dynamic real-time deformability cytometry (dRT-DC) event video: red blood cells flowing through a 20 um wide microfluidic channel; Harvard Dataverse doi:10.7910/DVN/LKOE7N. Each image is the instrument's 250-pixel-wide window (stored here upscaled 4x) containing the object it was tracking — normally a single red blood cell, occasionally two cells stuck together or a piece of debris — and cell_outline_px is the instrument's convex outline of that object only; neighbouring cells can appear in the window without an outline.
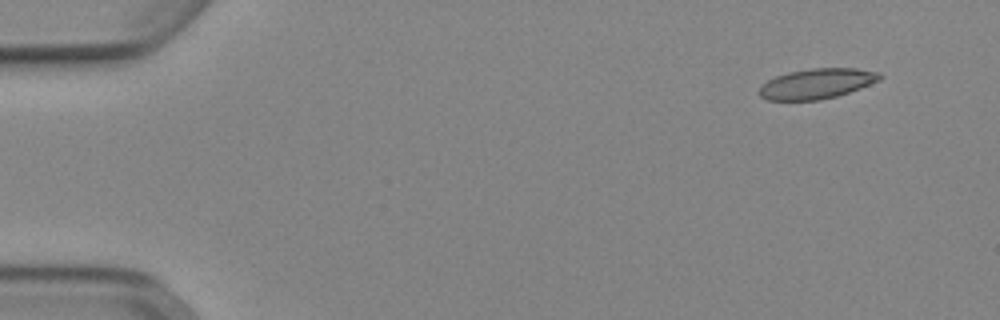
{"species": "Egyptian fruit bat (a non-hibernating species)", "species_latin": "Rousettus aegyptiacus", "temperature_condition": "cold", "stored_images_in_passage": 49, "camera_frame_rate_fps": 3000, "um_per_image_px": 0.085, "animal": {"sex": "female"}, "frame": {"image": 1, "passage_image": 1, "time_ms": 0.0, "image_size_px": [1000, 320], "cell_outline_px": [[884, 76], [880, 80], [860, 88], [836, 96], [820, 100], [768, 100], [760, 96], [760, 88], [768, 80], [776, 76], [788, 72], [812, 68], [856, 68], [880, 72]], "centroid_in_image_um": [69.47, 7.1], "position_along_channel_um": 15.5, "area_um2": 21.1}}
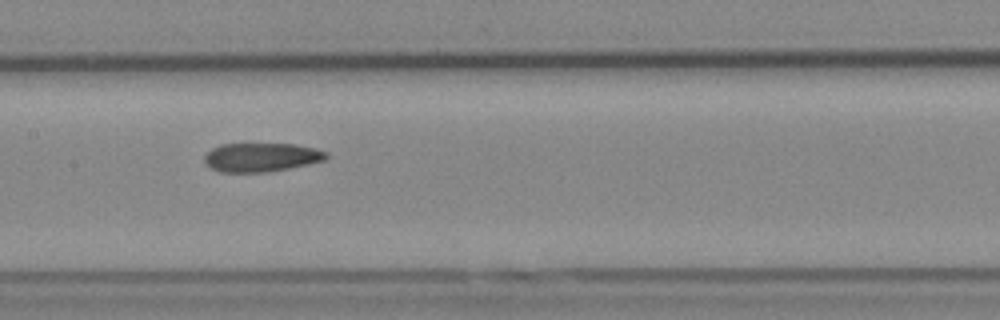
{"frame": {"image": 2, "passage_image": 23, "time_ms": 7.333, "image_size_px": [1000, 320], "cell_outline_px": [[328, 156], [324, 160], [308, 164], [268, 172], [220, 172], [204, 164], [204, 156], [212, 148], [220, 144], [296, 144], [316, 148], [328, 152]], "centroid_in_image_um": [22.2, 13.36], "position_along_channel_um": 185.2, "area_um2": 20.52}}
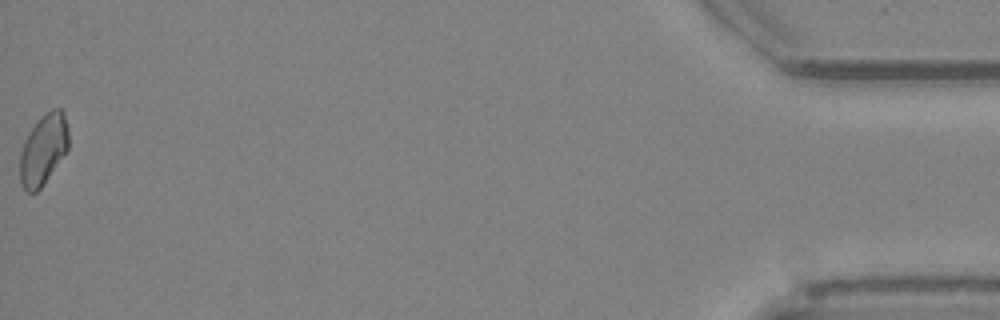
{"frame": {"image": 3, "passage_image": 49, "time_ms": 16.0, "image_size_px": [1000, 320], "cell_outline_px": [[68, 148], [40, 188], [36, 192], [28, 192], [20, 184], [20, 152], [24, 140], [36, 120], [44, 112], [52, 108], [60, 108], [64, 112], [68, 128]], "centroid_in_image_um": [3.67, 12.65], "position_along_channel_um": 431.5, "area_um2": 20.0}, "authors_computed_cell_mechanics": {"area_um2": 21.2704, "velocity_mm_per_s": 3.9115, "shape_relaxation_time_tau1_ms": null, "shape_relaxation_time_tau2_ms": 3.5345, "deformation_change_tau1": null, "deformation_change_tau2": 0.0853}}